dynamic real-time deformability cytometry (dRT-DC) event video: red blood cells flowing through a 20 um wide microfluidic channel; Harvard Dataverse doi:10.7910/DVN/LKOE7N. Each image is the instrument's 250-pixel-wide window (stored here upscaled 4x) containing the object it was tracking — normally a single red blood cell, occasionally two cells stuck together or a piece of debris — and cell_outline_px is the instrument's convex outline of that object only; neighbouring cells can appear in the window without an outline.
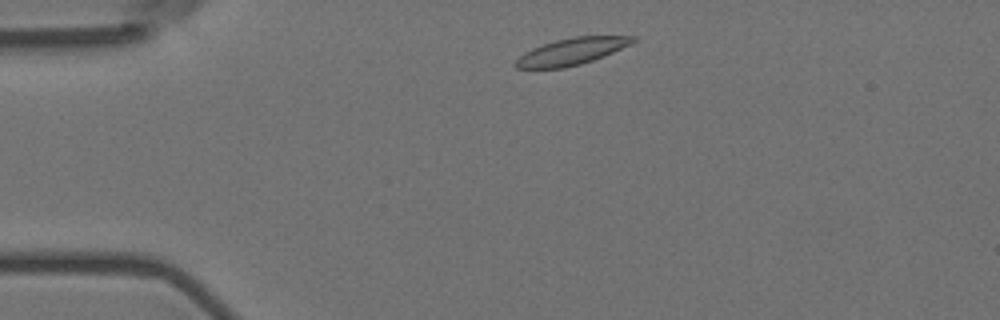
{"species": "Egyptian fruit bat (a non-hibernating species)", "species_latin": "Rousettus aegyptiacus", "temperature_condition": "room temperature", "stored_images_in_passage": 4, "camera_frame_rate_fps": 3000, "um_per_image_px": 0.085, "animal": {"sex": "female"}, "frame": {"image": 1, "passage_image": 1, "time_ms": 0.0, "image_size_px": [1000, 320], "cell_outline_px": [[636, 40], [632, 44], [604, 56], [580, 64], [564, 68], [516, 68], [512, 64], [524, 52], [532, 48], [556, 40], [576, 36], [636, 36]], "centroid_in_image_um": [48.59, 4.37], "position_along_channel_um": 36.4, "area_um2": 18.21}}
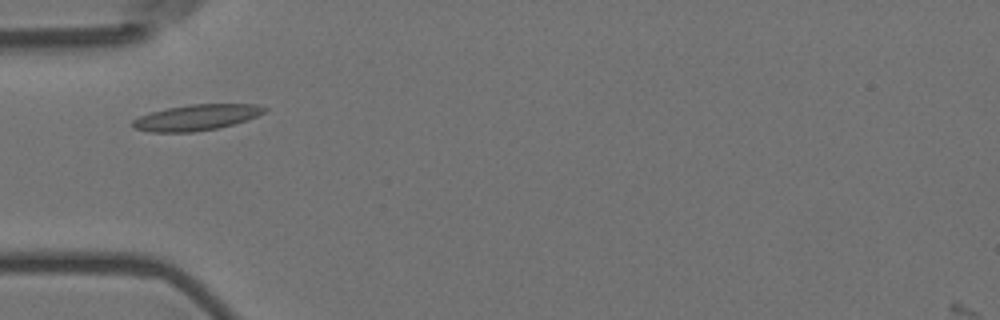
{"frame": {"image": 2, "passage_image": 3, "time_ms": 0.667, "image_size_px": [1000, 320], "cell_outline_px": [[268, 108], [264, 112], [256, 116], [232, 124], [216, 128], [192, 132], [148, 132], [136, 128], [132, 124], [132, 120], [140, 116], [152, 112], [168, 108], [188, 104], [256, 104]], "centroid_in_image_um": [16.68, 9.98], "position_along_channel_um": 68.3, "area_um2": 19.54}}
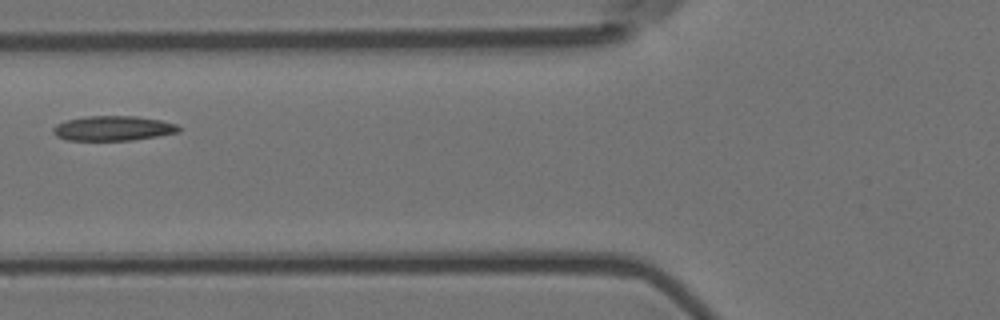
{"frame": {"image": 3, "passage_image": 4, "time_ms": 1.0, "image_size_px": [1000, 320], "cell_outline_px": [[180, 132], [132, 140], [68, 140], [56, 136], [52, 132], [52, 128], [56, 124], [68, 120], [84, 116], [136, 116], [160, 120], [176, 124], [180, 128]], "centroid_in_image_um": [9.59, 10.9], "position_along_channel_um": 116.2, "area_um2": 18.09}}